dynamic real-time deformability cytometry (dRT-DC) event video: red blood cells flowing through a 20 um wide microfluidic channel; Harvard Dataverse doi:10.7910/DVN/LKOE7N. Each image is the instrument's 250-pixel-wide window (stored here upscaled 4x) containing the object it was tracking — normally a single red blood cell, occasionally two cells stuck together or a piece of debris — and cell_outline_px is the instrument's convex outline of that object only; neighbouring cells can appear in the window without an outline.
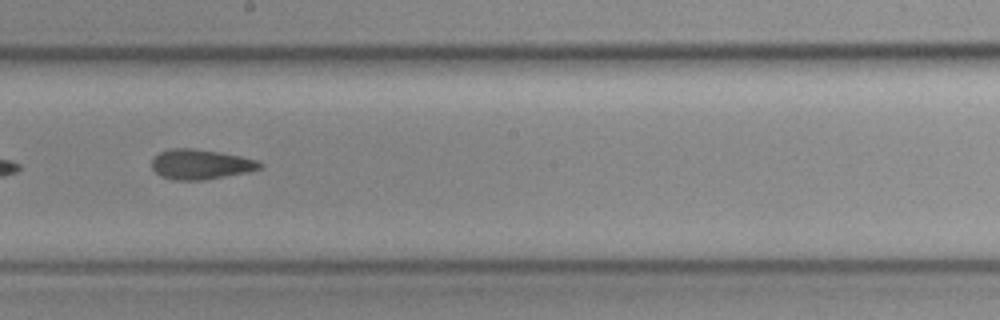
{"species": "common noctule bat (a hibernating species)", "species_latin": "Nyctalus noctula", "temperature_condition": "cold", "stored_images_in_passage": 29, "camera_frame_rate_fps": 3000, "um_per_image_px": 0.085, "animal": {"sex": "female", "body_mass_g": 19.3, "forearm_length_mm": 54.1}, "frame": {"image": 1, "passage_image": 25, "time_ms": 8.0, "image_size_px": [1000, 320], "cell_outline_px": [[264, 168], [248, 172], [204, 180], [172, 180], [160, 176], [152, 168], [152, 160], [160, 152], [172, 148], [192, 148], [240, 156], [256, 160], [264, 164]], "centroid_in_image_um": [17.07, 13.98], "position_along_channel_um": 231.1, "area_um2": 18.84}}